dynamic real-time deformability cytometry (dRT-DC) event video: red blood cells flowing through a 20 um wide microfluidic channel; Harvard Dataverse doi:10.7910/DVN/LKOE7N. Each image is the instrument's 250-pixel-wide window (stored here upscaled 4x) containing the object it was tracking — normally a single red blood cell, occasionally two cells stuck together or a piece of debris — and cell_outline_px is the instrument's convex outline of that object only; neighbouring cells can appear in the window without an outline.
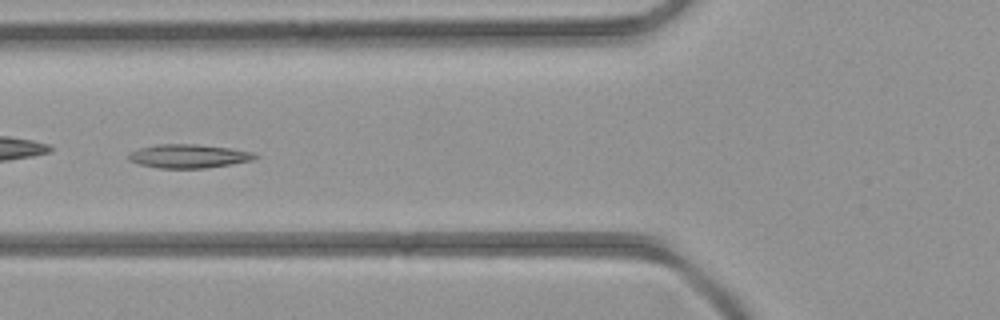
{"species": "common noctule bat (a hibernating species)", "species_latin": "Nyctalus noctula", "temperature_condition": "room temperature", "stored_images_in_passage": 7, "camera_frame_rate_fps": 3000, "um_per_image_px": 0.085, "animal": {"sex": "female", "body_mass_g": 21.9}, "frame": {"image": 1, "passage_image": 6, "time_ms": 5.667, "image_size_px": [1000, 320], "cell_outline_px": [[260, 156], [252, 160], [232, 164], [204, 168], [160, 168], [140, 164], [128, 160], [128, 152], [140, 148], [160, 144], [196, 144], [228, 148], [252, 152]], "centroid_in_image_um": [16.02, 13.27], "position_along_channel_um": 109.8, "area_um2": 17.34}}
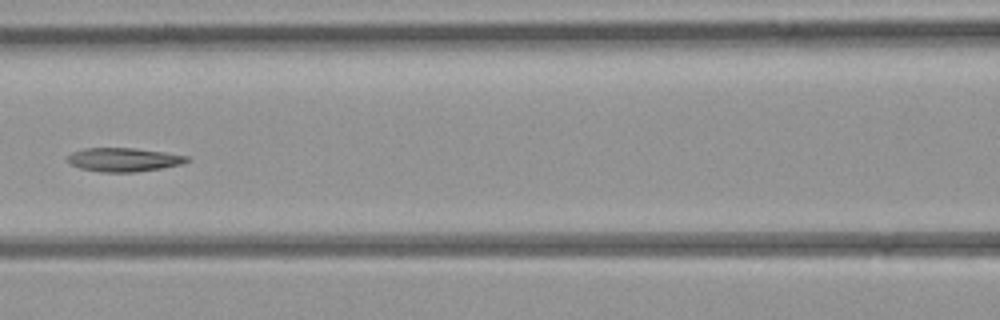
{"frame": {"image": 2, "passage_image": 7, "time_ms": 6.667, "image_size_px": [1000, 320], "cell_outline_px": [[192, 160], [180, 164], [160, 168], [136, 172], [104, 172], [80, 168], [72, 164], [68, 160], [68, 156], [72, 152], [84, 148], [136, 148], [164, 152], [188, 156]], "centroid_in_image_um": [10.54, 13.56], "position_along_channel_um": 156.1, "area_um2": 16.36}}